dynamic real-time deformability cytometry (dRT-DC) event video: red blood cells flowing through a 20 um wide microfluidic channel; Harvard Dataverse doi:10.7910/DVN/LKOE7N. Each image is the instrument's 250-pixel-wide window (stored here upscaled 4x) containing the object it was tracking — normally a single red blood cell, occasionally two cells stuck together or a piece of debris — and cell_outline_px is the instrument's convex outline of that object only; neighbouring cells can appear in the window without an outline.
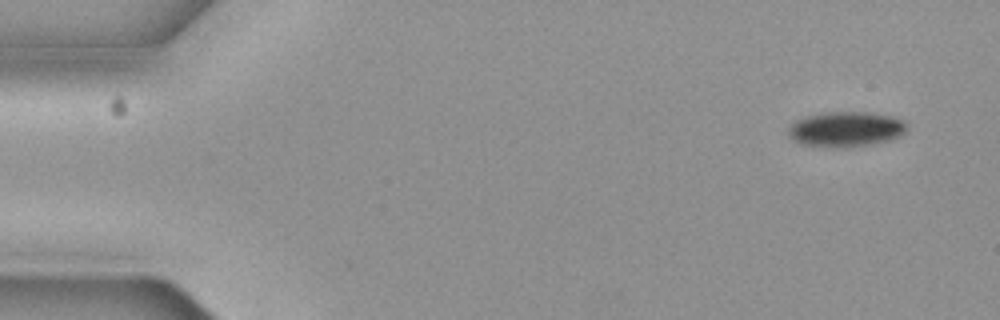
{"species": "common noctule bat (a hibernating species)", "species_latin": "Nyctalus noctula", "temperature_condition": "cold", "stored_images_in_passage": 4, "camera_frame_rate_fps": 3000, "um_per_image_px": 0.085, "animal": {"sex": "female", "body_mass_g": 19.3, "forearm_length_mm": 54.1}, "frame": {"image": 1, "passage_image": 1, "time_ms": 0.0, "image_size_px": [1000, 320], "cell_outline_px": [[908, 128], [900, 136], [888, 140], [848, 148], [832, 148], [800, 144], [792, 140], [788, 136], [788, 128], [796, 120], [808, 116], [828, 112], [864, 112], [892, 116], [904, 120], [908, 124]], "centroid_in_image_um": [71.89, 11.0], "position_along_channel_um": 13.1, "area_um2": 24.45}}
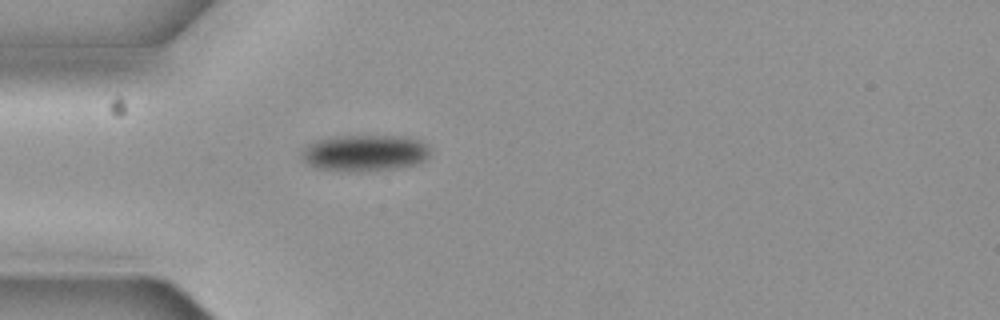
{"frame": {"image": 2, "passage_image": 4, "time_ms": 1.0, "image_size_px": [1000, 320], "cell_outline_px": [[428, 156], [420, 164], [400, 168], [368, 172], [348, 172], [316, 168], [308, 164], [304, 160], [304, 148], [316, 140], [340, 136], [400, 136], [420, 140], [428, 144]], "centroid_in_image_um": [31.06, 13.03], "position_along_channel_um": 53.9, "area_um2": 27.46}}